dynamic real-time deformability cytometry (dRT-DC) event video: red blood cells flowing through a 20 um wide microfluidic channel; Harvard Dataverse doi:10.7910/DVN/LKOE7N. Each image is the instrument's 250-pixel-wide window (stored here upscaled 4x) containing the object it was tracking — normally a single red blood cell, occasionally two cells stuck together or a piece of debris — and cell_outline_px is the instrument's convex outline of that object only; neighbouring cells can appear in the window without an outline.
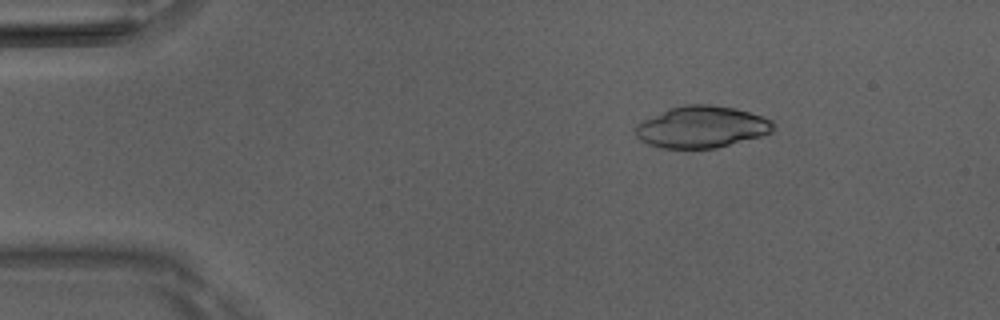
{"species": "Egyptian fruit bat (a non-hibernating species)", "species_latin": "Rousettus aegyptiacus", "temperature_condition": "room temperature", "stored_images_in_passage": 43, "camera_frame_rate_fps": 3000, "um_per_image_px": 0.085, "animal": {"sex": "male"}, "frame": {"image": 1, "passage_image": 1, "time_ms": 0.0, "image_size_px": [1000, 320], "cell_outline_px": [[776, 124], [772, 132], [760, 136], [716, 148], [660, 148], [648, 144], [640, 140], [636, 136], [636, 124], [668, 108], [684, 104], [712, 104], [732, 108], [748, 112], [772, 120]], "centroid_in_image_um": [59.63, 10.79], "position_along_channel_um": 25.4, "area_um2": 33.41}}